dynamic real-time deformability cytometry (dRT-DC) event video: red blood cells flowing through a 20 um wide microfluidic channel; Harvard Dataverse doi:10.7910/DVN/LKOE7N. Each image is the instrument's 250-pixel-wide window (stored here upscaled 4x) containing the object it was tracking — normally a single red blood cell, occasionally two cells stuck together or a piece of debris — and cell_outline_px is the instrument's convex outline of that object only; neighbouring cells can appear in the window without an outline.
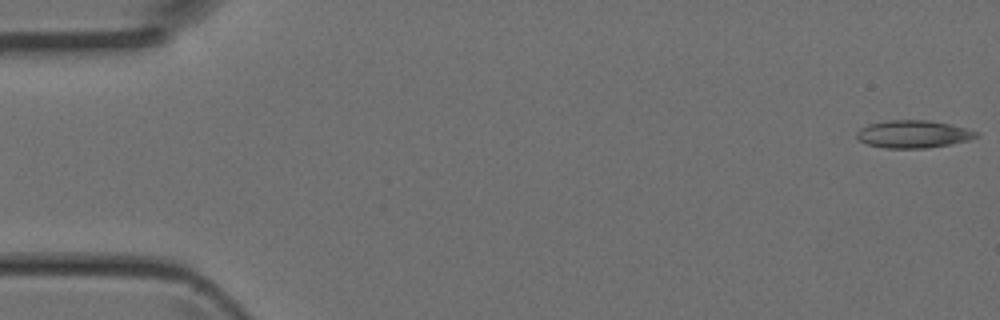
{"species": "Egyptian fruit bat (a non-hibernating species)", "species_latin": "Rousettus aegyptiacus", "temperature_condition": "room temperature", "stored_images_in_passage": 4, "camera_frame_rate_fps": 3000, "um_per_image_px": 0.085, "animal": {"sex": "female"}, "frame": {"image": 1, "passage_image": 1, "time_ms": 0.0, "image_size_px": [1000, 320], "cell_outline_px": [[980, 136], [968, 140], [928, 148], [884, 148], [868, 144], [860, 140], [856, 136], [856, 132], [860, 128], [868, 124], [888, 120], [928, 120], [952, 124], [980, 132]], "centroid_in_image_um": [77.65, 11.39], "position_along_channel_um": 7.4, "area_um2": 19.31}}
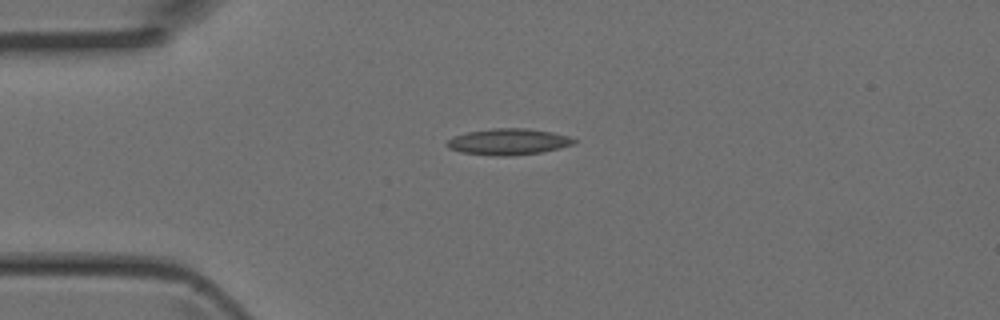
{"frame": {"image": 2, "passage_image": 4, "time_ms": 1.0, "image_size_px": [1000, 320], "cell_outline_px": [[576, 144], [560, 148], [540, 152], [508, 156], [496, 156], [460, 152], [448, 148], [444, 144], [452, 136], [468, 132], [492, 128], [528, 128], [552, 132], [568, 136], [576, 140]], "centroid_in_image_um": [43.19, 12.04], "position_along_channel_um": 41.8, "area_um2": 19.54}}